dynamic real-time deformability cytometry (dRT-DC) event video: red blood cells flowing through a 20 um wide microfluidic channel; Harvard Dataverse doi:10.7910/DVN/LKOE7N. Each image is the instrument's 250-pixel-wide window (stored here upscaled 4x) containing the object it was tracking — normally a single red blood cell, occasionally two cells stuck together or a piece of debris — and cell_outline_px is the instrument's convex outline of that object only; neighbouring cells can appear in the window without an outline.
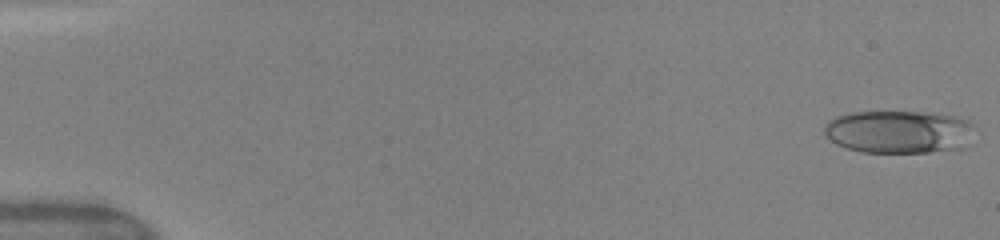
{"species": "human", "species_latin": "Homo sapiens", "temperature_condition": "warm", "stored_images_in_passage": 49, "camera_frame_rate_fps": 3000, "um_per_image_px": 0.085, "donor": {"sex": "female"}, "frame": {"image": 1, "passage_image": 1, "time_ms": 0.0, "image_size_px": [1000, 240], "cell_outline_px": [[972, 124], [960, 148], [928, 152], [860, 152], [836, 144], [824, 132], [824, 128], [828, 120], [836, 116], [848, 112], [920, 112], [956, 116], [968, 120]], "centroid_in_image_um": [76.29, 11.19], "position_along_channel_um": 8.7, "area_um2": 36.82}}
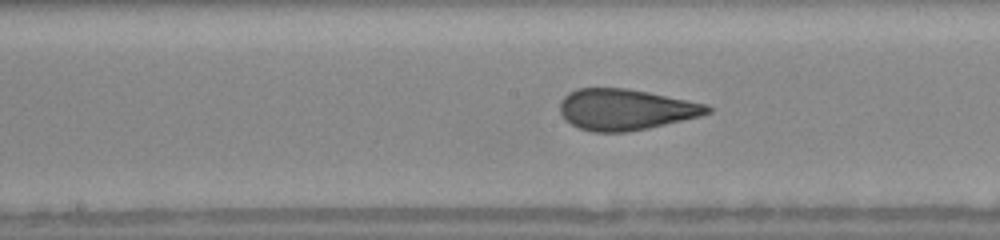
{"frame": {"image": 2, "passage_image": 25, "time_ms": 8.333, "image_size_px": [1000, 240], "cell_outline_px": [[712, 112], [700, 116], [648, 128], [628, 132], [592, 132], [580, 128], [564, 120], [560, 112], [560, 100], [568, 92], [576, 88], [628, 88], [708, 104], [712, 108]], "centroid_in_image_um": [53.16, 9.3], "position_along_channel_um": 195.0, "area_um2": 35.43}}
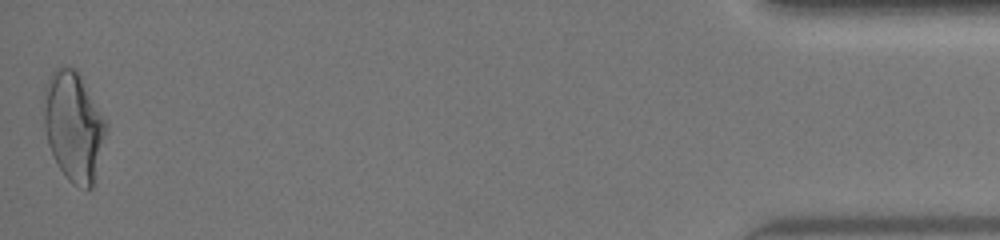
{"frame": {"image": 3, "passage_image": 49, "time_ms": 16.0, "image_size_px": [1000, 240], "cell_outline_px": [[108, 128], [92, 188], [88, 188], [72, 184], [68, 180], [60, 168], [48, 144], [44, 128], [44, 84], [48, 76], [56, 68], [76, 68], [80, 72], [108, 124]], "centroid_in_image_um": [6.27, 10.69], "position_along_channel_um": 428.9, "area_um2": 39.82}, "authors_computed_cell_mechanics": {"area_um2": 35.8938, "velocity_mm_per_s": 4.1166, "shape_relaxation_time_tau1_ms": 6.6821, "shape_relaxation_time_tau2_ms": 0.7882, "deformation_change_tau1": 0.2161, "deformation_change_tau2": 0.0856}}